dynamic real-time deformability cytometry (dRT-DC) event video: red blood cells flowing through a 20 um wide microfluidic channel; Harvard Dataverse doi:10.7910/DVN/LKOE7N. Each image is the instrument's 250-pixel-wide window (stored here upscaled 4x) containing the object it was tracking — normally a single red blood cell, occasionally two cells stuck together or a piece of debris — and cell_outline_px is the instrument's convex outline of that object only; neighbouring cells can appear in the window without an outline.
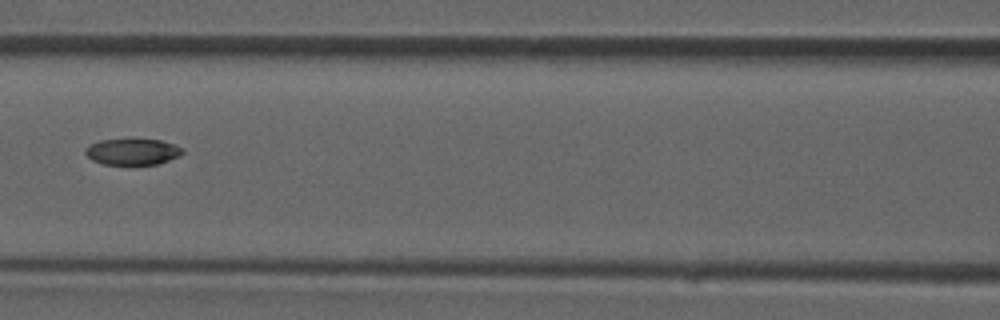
{"species": "common noctule bat (a hibernating species)", "species_latin": "Nyctalus noctula", "temperature_condition": "room temperature", "stored_images_in_passage": 31, "camera_frame_rate_fps": 3000, "um_per_image_px": 0.085, "animal": {"sex": "male", "forearm_length_mm": 52.5}, "frame": {"image": 1, "passage_image": 18, "time_ms": 5.667, "image_size_px": [1000, 320], "cell_outline_px": [[184, 152], [180, 156], [156, 164], [104, 164], [92, 160], [84, 152], [84, 148], [88, 144], [100, 140], [132, 136], [160, 140], [184, 148]], "centroid_in_image_um": [11.23, 12.83], "position_along_channel_um": 155.4, "area_um2": 15.55}}